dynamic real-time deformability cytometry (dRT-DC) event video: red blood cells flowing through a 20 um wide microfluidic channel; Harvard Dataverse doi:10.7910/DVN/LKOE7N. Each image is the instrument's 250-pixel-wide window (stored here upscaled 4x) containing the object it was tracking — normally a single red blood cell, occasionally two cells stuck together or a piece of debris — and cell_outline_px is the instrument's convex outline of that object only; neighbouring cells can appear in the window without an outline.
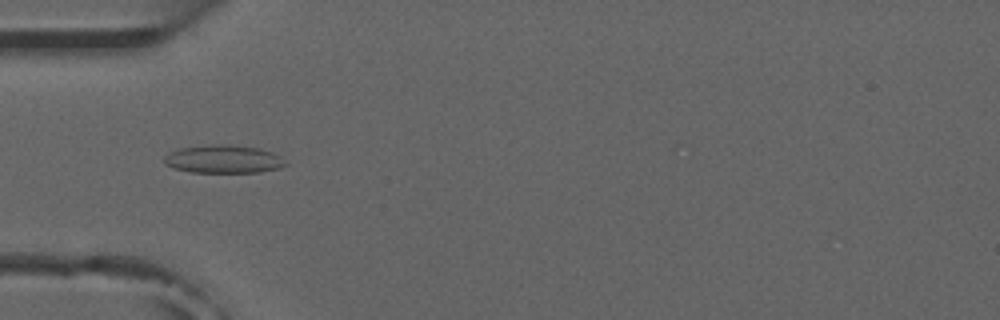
{"species": "common noctule bat (a hibernating species)", "species_latin": "Nyctalus noctula", "temperature_condition": "room temperature", "stored_images_in_passage": 8, "camera_frame_rate_fps": 3000, "um_per_image_px": 0.085, "animal": {"sex": "male", "forearm_length_mm": 52.5}, "frame": {"image": 1, "passage_image": 4, "time_ms": 4.333, "image_size_px": [1000, 320], "cell_outline_px": [[288, 164], [280, 168], [260, 172], [192, 172], [172, 168], [164, 164], [164, 156], [168, 152], [180, 148], [212, 144], [232, 144], [260, 148], [272, 152], [280, 156]], "centroid_in_image_um": [18.99, 13.52], "position_along_channel_um": 66.0, "area_um2": 20.11}}
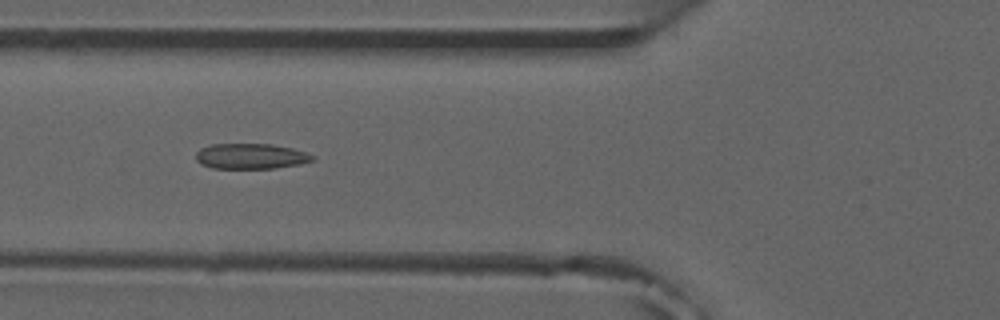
{"frame": {"image": 2, "passage_image": 5, "time_ms": 5.333, "image_size_px": [1000, 320], "cell_outline_px": [[316, 160], [300, 164], [276, 168], [212, 168], [200, 164], [196, 160], [196, 152], [200, 148], [212, 144], [272, 144], [292, 148], [316, 156]], "centroid_in_image_um": [21.33, 13.28], "position_along_channel_um": 104.5, "area_um2": 17.4}}
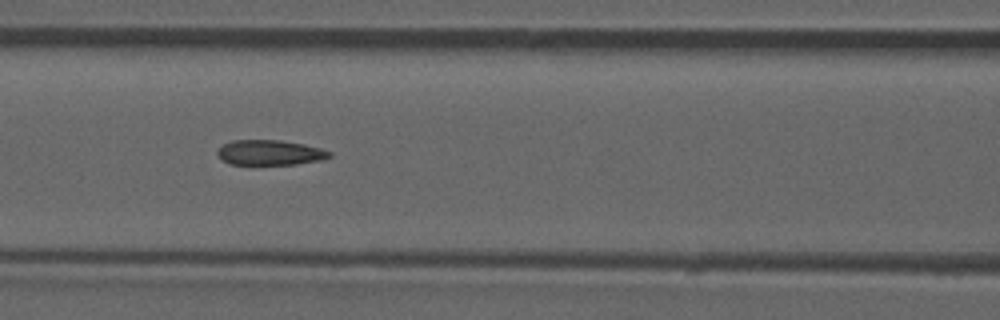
{"frame": {"image": 3, "passage_image": 6, "time_ms": 6.333, "image_size_px": [1000, 320], "cell_outline_px": [[332, 156], [324, 160], [296, 164], [228, 164], [216, 152], [224, 144], [232, 140], [280, 140], [304, 144], [320, 148], [332, 152]], "centroid_in_image_um": [23.0, 12.97], "position_along_channel_um": 143.6, "area_um2": 16.36}}